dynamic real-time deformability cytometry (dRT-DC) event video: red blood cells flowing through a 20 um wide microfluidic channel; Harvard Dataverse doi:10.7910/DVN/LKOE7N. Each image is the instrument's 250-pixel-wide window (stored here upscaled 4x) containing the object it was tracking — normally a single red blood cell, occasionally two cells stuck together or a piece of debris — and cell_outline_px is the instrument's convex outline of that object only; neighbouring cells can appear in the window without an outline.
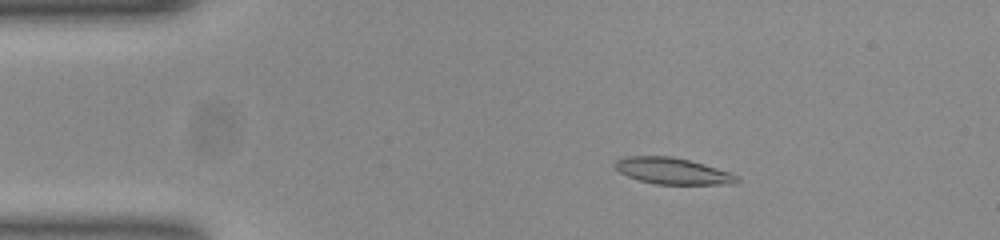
{"species": "common noctule bat (a hibernating species)", "species_latin": "Nyctalus noctula", "temperature_condition": "room temperature", "stored_images_in_passage": 52, "camera_frame_rate_fps": 3000, "um_per_image_px": 0.085, "animal": {"sex": "female", "body_mass_g": 23.0, "forearm_length_mm": 53.4}, "frame": {"image": 1, "passage_image": 9, "time_ms": 2.667, "image_size_px": [1000, 240], "cell_outline_px": [[740, 180], [732, 184], [656, 184], [640, 180], [628, 176], [620, 172], [612, 164], [616, 160], [624, 156], [672, 156], [704, 164], [728, 172], [736, 176]], "centroid_in_image_um": [57.12, 14.53], "position_along_channel_um": 27.9, "area_um2": 18.55}}
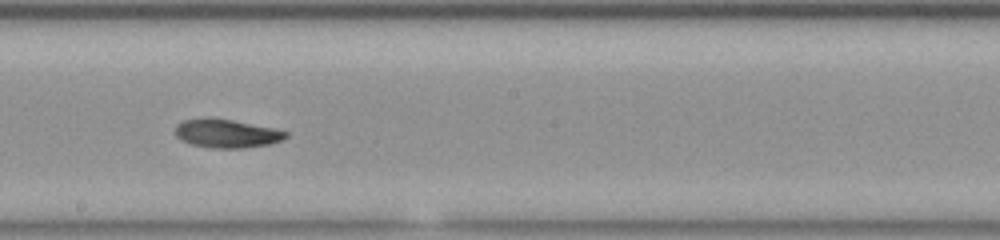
{"frame": {"image": 2, "passage_image": 29, "time_ms": 9.333, "image_size_px": [1000, 240], "cell_outline_px": [[288, 136], [280, 140], [268, 144], [244, 148], [212, 148], [192, 144], [180, 140], [176, 136], [176, 124], [184, 120], [204, 116], [212, 116], [276, 128], [288, 132]], "centroid_in_image_um": [19.24, 11.31], "position_along_channel_um": 229.0, "area_um2": 18.73}}
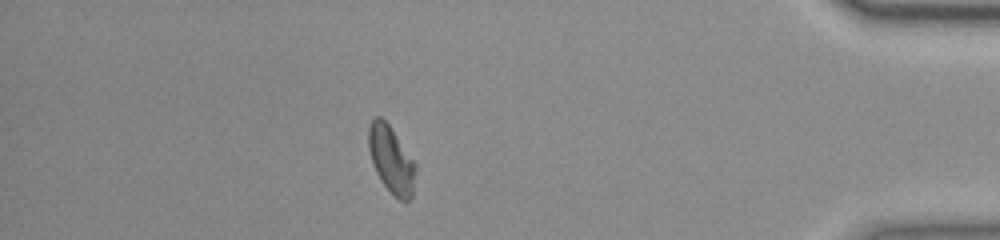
{"frame": {"image": 3, "passage_image": 46, "time_ms": 15.0, "image_size_px": [1000, 240], "cell_outline_px": [[416, 172], [412, 196], [408, 200], [400, 200], [380, 180], [372, 164], [368, 148], [368, 128], [372, 120], [376, 116], [380, 116], [388, 124], [416, 164]], "centroid_in_image_um": [33.24, 13.56], "position_along_channel_um": 402.0, "area_um2": 18.09}, "authors_computed_cell_mechanics": {"area_um2": 18.3515, "velocity_mm_per_s": 3.8712, "shape_relaxation_time_tau1_ms": 8.5737, "shape_relaxation_time_tau2_ms": null, "deformation_change_tau1": 0.212, "deformation_change_tau2": null}}